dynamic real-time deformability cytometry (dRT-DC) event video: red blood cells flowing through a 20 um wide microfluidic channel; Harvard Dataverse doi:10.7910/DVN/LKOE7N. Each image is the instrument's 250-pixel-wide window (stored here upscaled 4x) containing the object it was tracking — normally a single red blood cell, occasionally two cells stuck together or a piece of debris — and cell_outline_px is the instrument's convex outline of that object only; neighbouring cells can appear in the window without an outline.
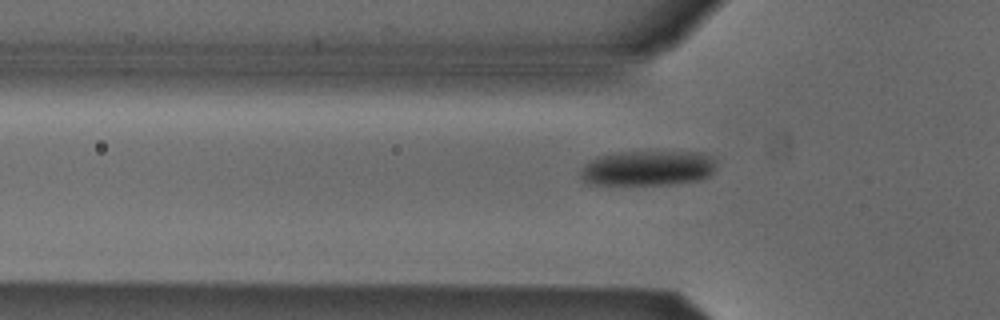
{"species": "Egyptian fruit bat (a non-hibernating species)", "species_latin": "Rousettus aegyptiacus", "temperature_condition": "cold", "stored_images_in_passage": 32, "camera_frame_rate_fps": 3000, "um_per_image_px": 0.085, "animal": {"sex": "male"}, "frame": {"image": 1, "passage_image": 3, "time_ms": 0.667, "image_size_px": [1000, 320], "cell_outline_px": [[716, 164], [712, 172], [708, 176], [700, 180], [672, 184], [588, 184], [580, 176], [580, 172], [584, 164], [596, 156], [620, 152], [704, 152], [712, 156], [716, 160]], "centroid_in_image_um": [55.07, 14.28], "position_along_channel_um": 70.7, "area_um2": 27.92}}
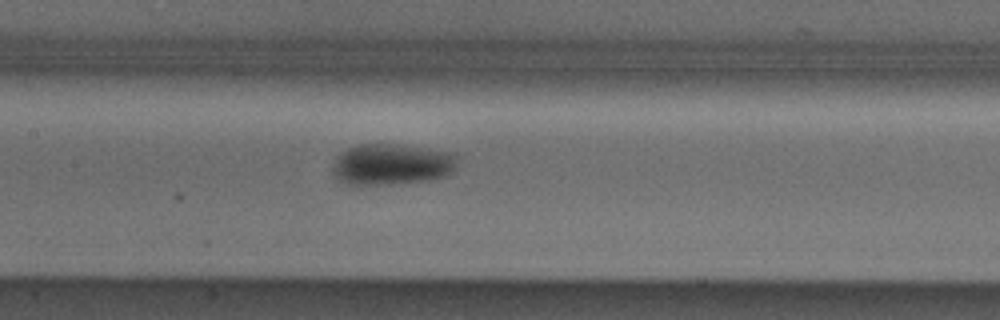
{"frame": {"image": 2, "passage_image": 11, "time_ms": 3.333, "image_size_px": [1000, 320], "cell_outline_px": [[460, 156], [456, 168], [448, 176], [428, 180], [392, 184], [348, 184], [340, 180], [332, 172], [332, 164], [336, 156], [340, 152], [348, 148], [360, 144], [396, 144], [456, 152]], "centroid_in_image_um": [33.36, 13.95], "position_along_channel_um": 174.0, "area_um2": 30.4}}
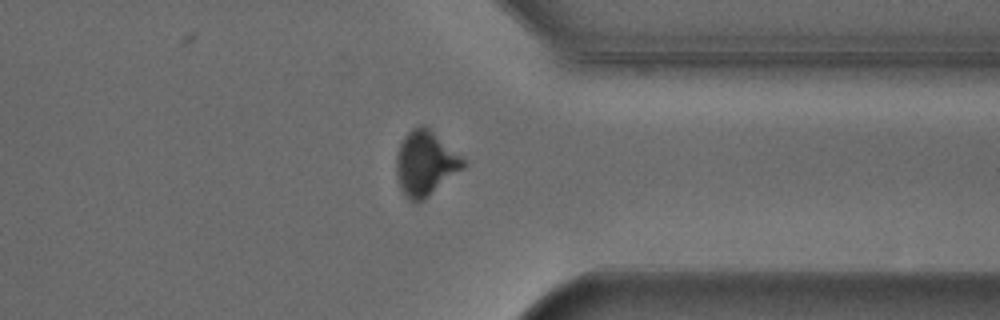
{"frame": {"image": 3, "passage_image": 27, "time_ms": 8.667, "image_size_px": [1000, 320], "cell_outline_px": [[464, 168], [424, 200], [416, 204], [408, 200], [400, 188], [396, 176], [396, 156], [400, 144], [404, 136], [412, 128], [420, 124], [424, 124], [460, 156], [464, 160]], "centroid_in_image_um": [36.11, 13.91], "position_along_channel_um": 375.3, "area_um2": 25.14}, "authors_computed_cell_mechanics": {"area_um2": 28.033, "velocity_mm_per_s": 3.8592, "shape_relaxation_time_tau1_ms": 2.7941, "shape_relaxation_time_tau2_ms": null, "deformation_change_tau1": 0.1148, "deformation_change_tau2": null}}